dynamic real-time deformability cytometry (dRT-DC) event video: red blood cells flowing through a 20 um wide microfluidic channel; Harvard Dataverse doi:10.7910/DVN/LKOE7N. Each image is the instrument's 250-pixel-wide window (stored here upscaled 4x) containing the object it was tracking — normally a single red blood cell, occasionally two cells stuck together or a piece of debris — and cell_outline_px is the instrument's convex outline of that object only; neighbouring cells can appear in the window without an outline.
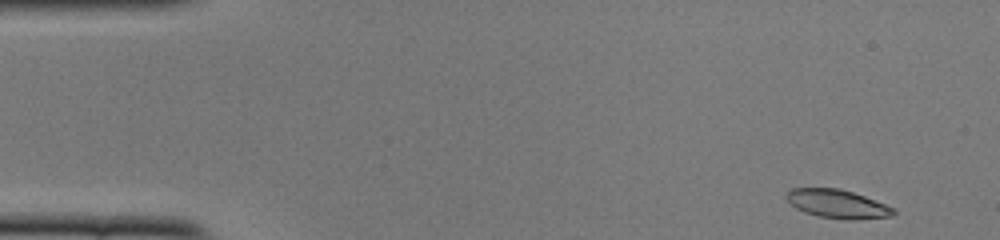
{"species": "common noctule bat (a hibernating species)", "species_latin": "Nyctalus noctula", "temperature_condition": "cold", "stored_images_in_passage": 49, "camera_frame_rate_fps": 3000, "um_per_image_px": 0.085, "animal": {"sex": "female", "body_mass_g": 22.0, "forearm_length_mm": 56.7}, "frame": {"image": 1, "passage_image": 1, "time_ms": 0.0, "image_size_px": [1000, 240], "cell_outline_px": [[896, 212], [892, 216], [852, 220], [844, 220], [816, 216], [804, 212], [796, 208], [784, 196], [792, 188], [840, 188], [864, 196], [896, 208]], "centroid_in_image_um": [71.2, 17.34], "position_along_channel_um": 13.8, "area_um2": 17.92}}
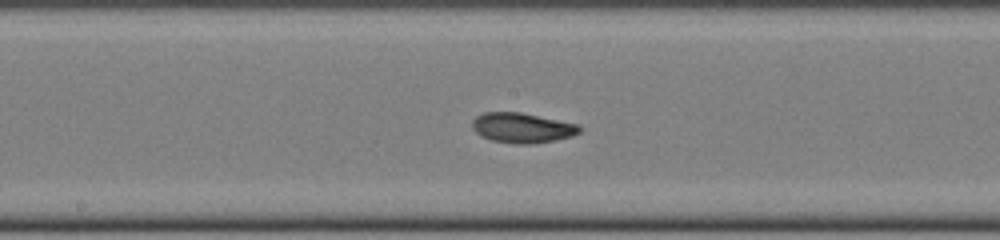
{"frame": {"image": 2, "passage_image": 24, "time_ms": 7.667, "image_size_px": [1000, 240], "cell_outline_px": [[580, 132], [572, 136], [532, 144], [516, 144], [492, 140], [480, 136], [472, 128], [472, 120], [476, 116], [484, 112], [520, 112], [580, 124]], "centroid_in_image_um": [44.37, 10.86], "position_along_channel_um": 203.8, "area_um2": 18.79}}
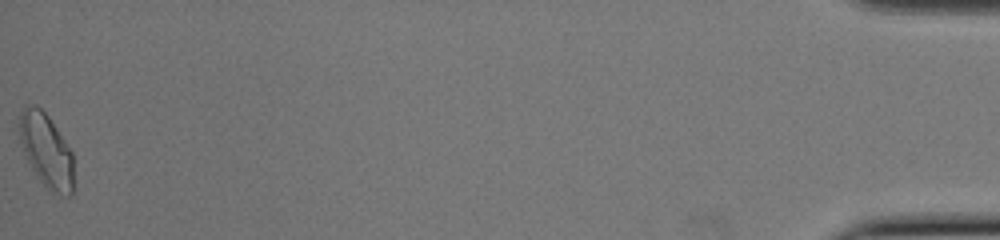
{"frame": {"image": 3, "passage_image": 49, "time_ms": 16.0, "image_size_px": [1000, 240], "cell_outline_px": [[72, 196], [60, 196], [48, 192], [36, 176], [24, 152], [20, 140], [20, 112], [28, 104], [36, 104], [48, 116], [72, 152]], "centroid_in_image_um": [3.94, 12.84], "position_along_channel_um": 431.3, "area_um2": 23.18}, "authors_computed_cell_mechanics": {"area_um2": 18.4382, "velocity_mm_per_s": 3.8963, "shape_relaxation_time_tau1_ms": 5.9168, "shape_relaxation_time_tau2_ms": 2.8942, "deformation_change_tau1": 0.2031, "deformation_change_tau2": 0.0836}}